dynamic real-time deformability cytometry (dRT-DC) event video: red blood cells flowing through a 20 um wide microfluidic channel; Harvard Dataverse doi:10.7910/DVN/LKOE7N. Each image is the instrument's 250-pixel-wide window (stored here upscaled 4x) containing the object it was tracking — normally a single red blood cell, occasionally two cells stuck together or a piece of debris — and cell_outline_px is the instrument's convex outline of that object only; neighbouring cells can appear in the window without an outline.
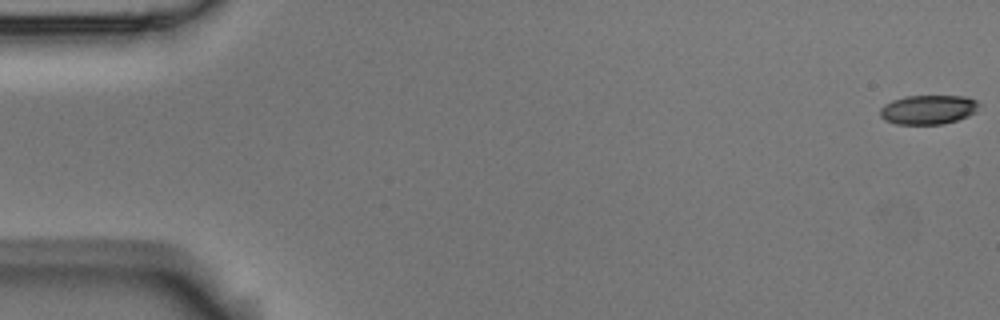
{"species": "Egyptian fruit bat (a non-hibernating species)", "species_latin": "Rousettus aegyptiacus", "temperature_condition": "room temperature", "stored_images_in_passage": 6, "camera_frame_rate_fps": 3000, "um_per_image_px": 0.085, "animal": {"sex": "male"}, "frame": {"image": 1, "passage_image": 1, "time_ms": 0.0, "image_size_px": [1000, 320], "cell_outline_px": [[980, 104], [976, 112], [968, 116], [944, 124], [896, 124], [884, 120], [880, 116], [880, 108], [884, 104], [892, 100], [904, 96], [964, 96], [976, 100]], "centroid_in_image_um": [78.89, 9.31], "position_along_channel_um": 6.1, "area_um2": 16.99}}
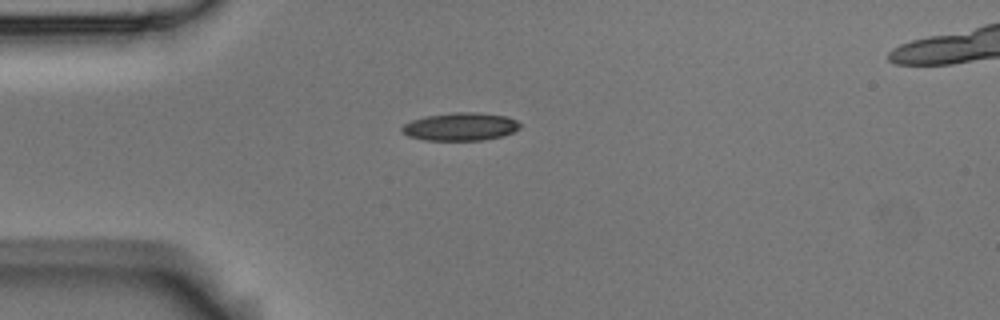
{"frame": {"image": 2, "passage_image": 5, "time_ms": 1.333, "image_size_px": [1000, 320], "cell_outline_px": [[520, 128], [504, 136], [480, 140], [424, 140], [408, 136], [400, 132], [400, 128], [404, 124], [412, 120], [424, 116], [456, 112], [476, 112], [508, 116], [516, 120], [520, 124]], "centroid_in_image_um": [39.12, 10.76], "position_along_channel_um": 45.9, "area_um2": 19.36}}